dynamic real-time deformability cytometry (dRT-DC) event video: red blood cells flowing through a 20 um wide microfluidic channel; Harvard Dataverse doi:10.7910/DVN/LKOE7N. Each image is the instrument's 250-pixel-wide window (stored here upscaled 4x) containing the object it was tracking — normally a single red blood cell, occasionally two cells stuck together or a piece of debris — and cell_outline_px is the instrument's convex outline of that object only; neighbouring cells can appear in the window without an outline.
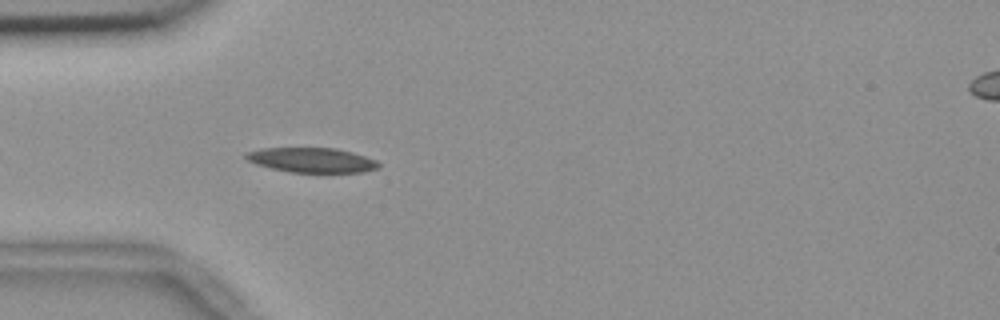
{"species": "common noctule bat (a hibernating species)", "species_latin": "Nyctalus noctula", "temperature_condition": "room temperature", "stored_images_in_passage": 11, "camera_frame_rate_fps": 3000, "um_per_image_px": 0.085, "animal": {"sex": "female", "body_mass_g": 18.4}, "frame": {"image": 1, "passage_image": 4, "time_ms": 1.0, "image_size_px": [1000, 320], "cell_outline_px": [[380, 168], [364, 172], [288, 172], [256, 164], [248, 160], [244, 156], [244, 152], [264, 148], [336, 148], [352, 152], [376, 160], [380, 164]], "centroid_in_image_um": [26.51, 13.6], "position_along_channel_um": 58.5, "area_um2": 19.13}}